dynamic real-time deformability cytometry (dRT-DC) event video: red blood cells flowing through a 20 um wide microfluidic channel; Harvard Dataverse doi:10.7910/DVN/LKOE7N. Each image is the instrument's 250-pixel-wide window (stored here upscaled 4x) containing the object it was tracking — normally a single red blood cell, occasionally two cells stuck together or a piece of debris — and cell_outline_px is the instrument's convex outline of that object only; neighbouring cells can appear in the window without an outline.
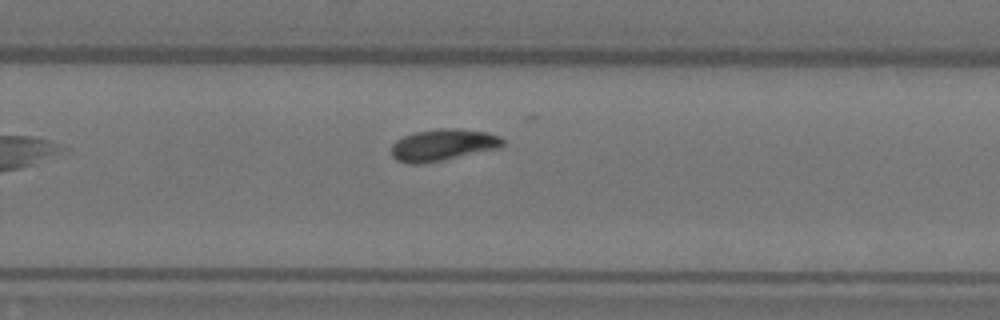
{"species": "Egyptian fruit bat (a non-hibernating species)", "species_latin": "Rousettus aegyptiacus", "temperature_condition": "warm", "stored_images_in_passage": 12, "camera_frame_rate_fps": 3000, "um_per_image_px": 0.085, "animal": {"sex": "female"}, "frame": {"image": 1, "passage_image": 12, "time_ms": 3.667, "image_size_px": [1000, 320], "cell_outline_px": [[504, 144], [500, 148], [420, 164], [408, 164], [396, 160], [392, 156], [392, 144], [396, 140], [412, 132], [436, 128], [452, 128], [488, 132], [500, 136], [504, 140]], "centroid_in_image_um": [37.63, 12.3], "position_along_channel_um": 292.2, "area_um2": 20.63}}